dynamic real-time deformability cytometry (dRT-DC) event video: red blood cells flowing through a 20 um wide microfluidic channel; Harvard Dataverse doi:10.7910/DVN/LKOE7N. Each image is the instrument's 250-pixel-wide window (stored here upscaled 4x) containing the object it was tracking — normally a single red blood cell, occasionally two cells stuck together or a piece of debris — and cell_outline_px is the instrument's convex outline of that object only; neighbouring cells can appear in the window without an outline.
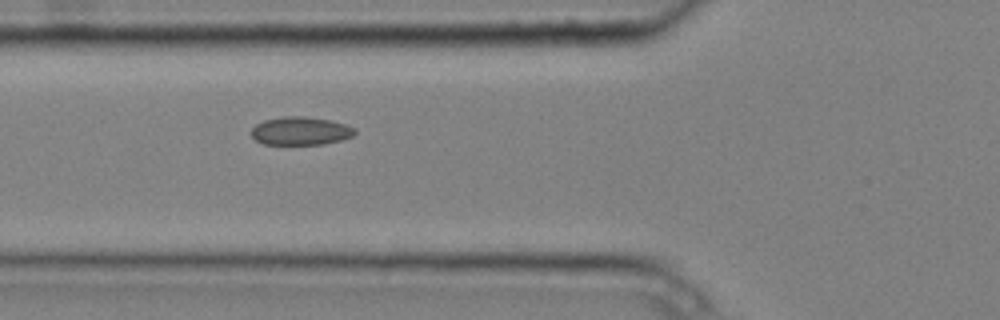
{"species": "common noctule bat (a hibernating species)", "species_latin": "Nyctalus noctula", "temperature_condition": "cold", "stored_images_in_passage": 6, "camera_frame_rate_fps": 3000, "um_per_image_px": 0.085, "animal": {"sex": "male", "body_mass_g": 20.4}, "frame": {"image": 1, "passage_image": 6, "time_ms": 1.667, "image_size_px": [1000, 320], "cell_outline_px": [[356, 132], [352, 136], [340, 140], [324, 144], [264, 144], [256, 140], [252, 136], [252, 128], [256, 124], [264, 120], [284, 116], [304, 116], [328, 120], [344, 124], [356, 128]], "centroid_in_image_um": [25.54, 11.13], "position_along_channel_um": 100.3, "area_um2": 16.88}}